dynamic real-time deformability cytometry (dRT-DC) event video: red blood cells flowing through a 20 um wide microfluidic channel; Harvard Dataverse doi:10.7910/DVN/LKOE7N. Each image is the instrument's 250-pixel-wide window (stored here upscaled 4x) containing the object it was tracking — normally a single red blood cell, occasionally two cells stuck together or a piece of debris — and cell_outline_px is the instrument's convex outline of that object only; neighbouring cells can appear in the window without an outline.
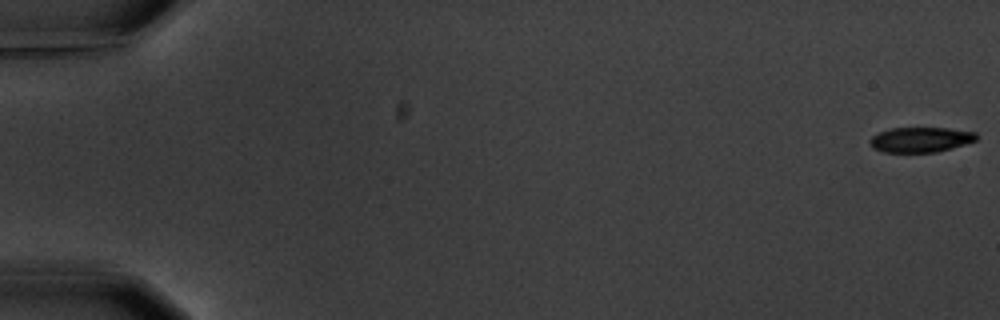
{"species": "common noctule bat (a hibernating species)", "species_latin": "Nyctalus noctula", "temperature_condition": "warm", "stored_images_in_passage": 7, "camera_frame_rate_fps": 3000, "um_per_image_px": 0.085, "animal": {"sex": "male", "body_mass_g": 20.1, "forearm_length_mm": 53.5}, "frame": {"image": 1, "passage_image": 1, "time_ms": 0.0, "image_size_px": [1000, 320], "cell_outline_px": [[976, 140], [964, 144], [936, 152], [884, 152], [872, 148], [868, 140], [872, 136], [880, 132], [892, 128], [948, 128], [976, 132]], "centroid_in_image_um": [78.21, 11.87], "position_along_channel_um": 6.8, "area_um2": 15.43}}
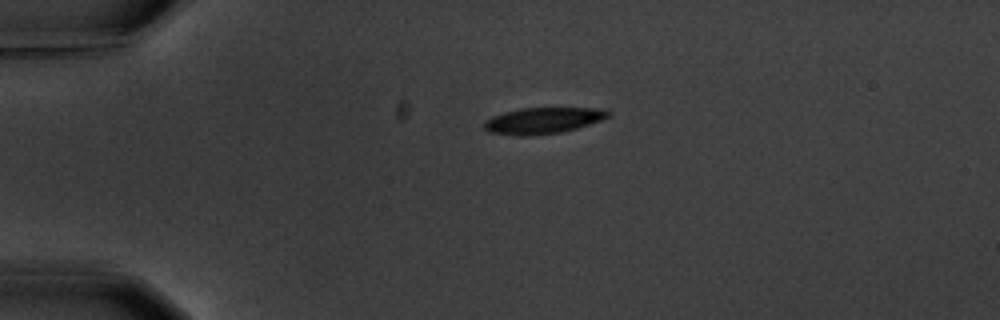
{"frame": {"image": 2, "passage_image": 7, "time_ms": 8.0, "image_size_px": [1000, 320], "cell_outline_px": [[612, 116], [576, 128], [560, 132], [528, 136], [520, 136], [488, 132], [484, 128], [484, 120], [492, 116], [504, 112], [520, 108], [604, 108], [612, 112]], "centroid_in_image_um": [46.15, 10.24], "position_along_channel_um": 38.8, "area_um2": 19.02}}